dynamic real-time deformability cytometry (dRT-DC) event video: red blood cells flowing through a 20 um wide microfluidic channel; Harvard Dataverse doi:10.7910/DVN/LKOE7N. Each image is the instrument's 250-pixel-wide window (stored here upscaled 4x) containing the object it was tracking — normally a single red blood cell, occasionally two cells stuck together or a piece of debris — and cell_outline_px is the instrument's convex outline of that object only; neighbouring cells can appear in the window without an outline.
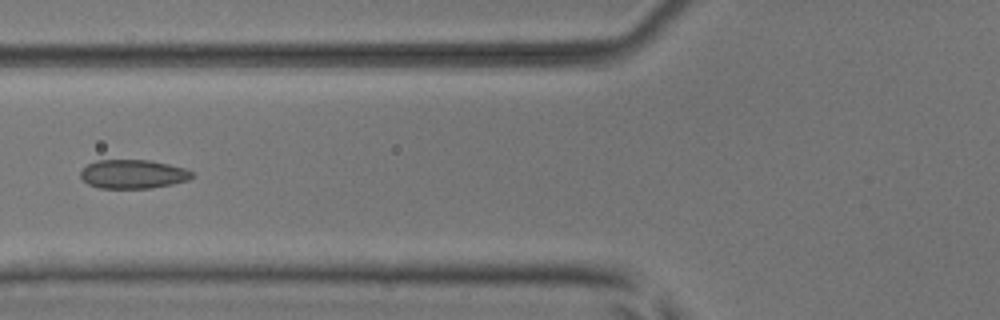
{"species": "common noctule bat (a hibernating species)", "species_latin": "Nyctalus noctula", "temperature_condition": "room temperature", "stored_images_in_passage": 8, "camera_frame_rate_fps": 3000, "um_per_image_px": 0.085, "animal": {"sex": "male", "body_mass_g": 17.9, "forearm_length_mm": 54.2}, "frame": {"image": 1, "passage_image": 7, "time_ms": 8.0, "image_size_px": [1000, 320], "cell_outline_px": [[192, 176], [188, 180], [172, 184], [152, 188], [100, 188], [88, 184], [80, 176], [80, 172], [88, 164], [96, 160], [148, 160], [168, 164], [184, 168], [192, 172]], "centroid_in_image_um": [11.29, 14.8], "position_along_channel_um": 114.5, "area_um2": 18.61}}
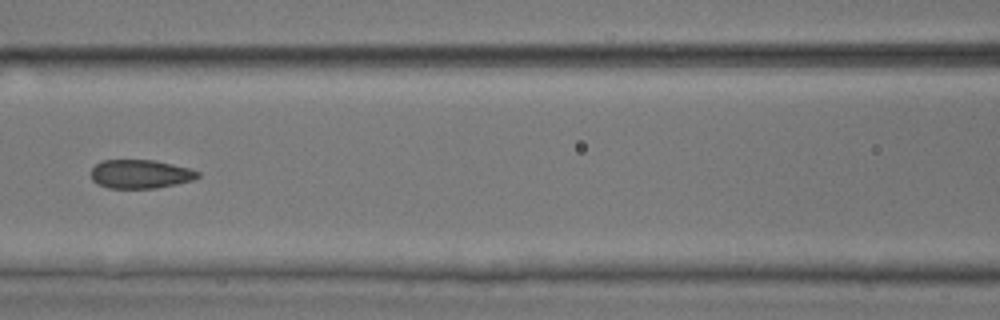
{"frame": {"image": 2, "passage_image": 8, "time_ms": 9.0, "image_size_px": [1000, 320], "cell_outline_px": [[200, 176], [192, 180], [176, 184], [156, 188], [108, 188], [96, 184], [92, 180], [92, 168], [100, 160], [156, 160], [192, 168], [200, 172]], "centroid_in_image_um": [11.95, 14.79], "position_along_channel_um": 154.7, "area_um2": 18.09}}